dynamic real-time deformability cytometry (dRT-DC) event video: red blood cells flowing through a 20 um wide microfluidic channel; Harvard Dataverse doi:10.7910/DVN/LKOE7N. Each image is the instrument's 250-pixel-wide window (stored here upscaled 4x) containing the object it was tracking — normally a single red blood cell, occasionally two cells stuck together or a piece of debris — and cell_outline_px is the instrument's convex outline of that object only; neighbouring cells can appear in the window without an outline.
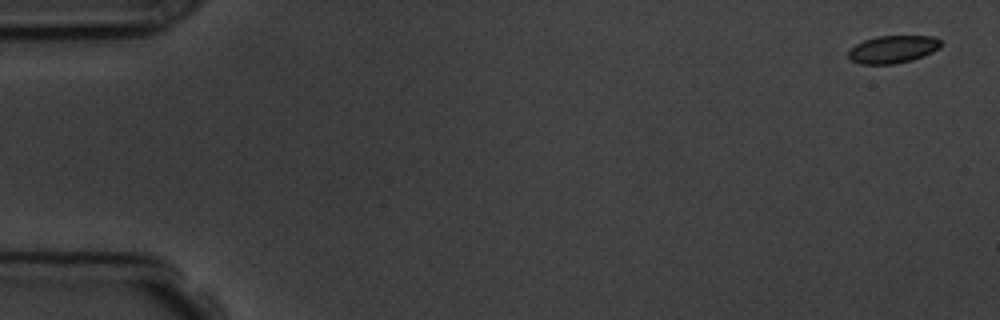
{"species": "common noctule bat (a hibernating species)", "species_latin": "Nyctalus noctula", "temperature_condition": "room temperature", "stored_images_in_passage": 6, "camera_frame_rate_fps": 3000, "um_per_image_px": 0.085, "animal": {"sex": "male", "body_mass_g": 19.5, "forearm_length_mm": 54.6}, "frame": {"image": 1, "passage_image": 1, "time_ms": 0.0, "image_size_px": [1000, 320], "cell_outline_px": [[940, 48], [932, 52], [912, 60], [892, 64], [860, 64], [852, 60], [848, 56], [848, 52], [856, 44], [864, 40], [876, 36], [932, 36], [940, 40]], "centroid_in_image_um": [75.88, 4.19], "position_along_channel_um": 9.1, "area_um2": 14.74}}
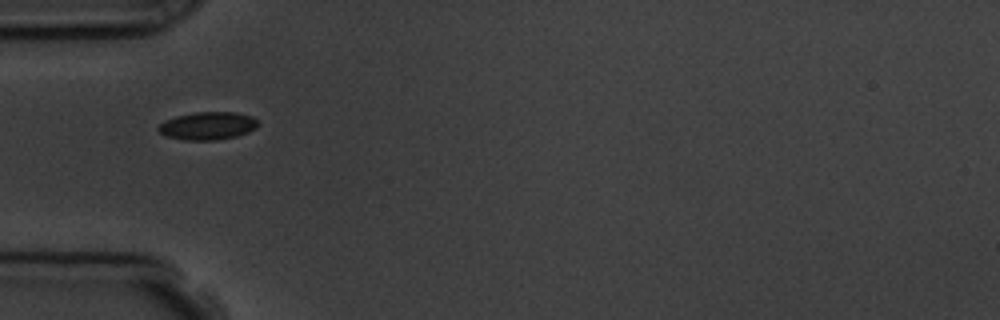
{"frame": {"image": 2, "passage_image": 5, "time_ms": 5.333, "image_size_px": [1000, 320], "cell_outline_px": [[260, 124], [256, 128], [248, 132], [236, 136], [216, 140], [184, 140], [164, 136], [156, 128], [164, 120], [176, 116], [196, 112], [236, 112], [252, 116]], "centroid_in_image_um": [17.64, 10.69], "position_along_channel_um": 67.4, "area_um2": 16.3}}